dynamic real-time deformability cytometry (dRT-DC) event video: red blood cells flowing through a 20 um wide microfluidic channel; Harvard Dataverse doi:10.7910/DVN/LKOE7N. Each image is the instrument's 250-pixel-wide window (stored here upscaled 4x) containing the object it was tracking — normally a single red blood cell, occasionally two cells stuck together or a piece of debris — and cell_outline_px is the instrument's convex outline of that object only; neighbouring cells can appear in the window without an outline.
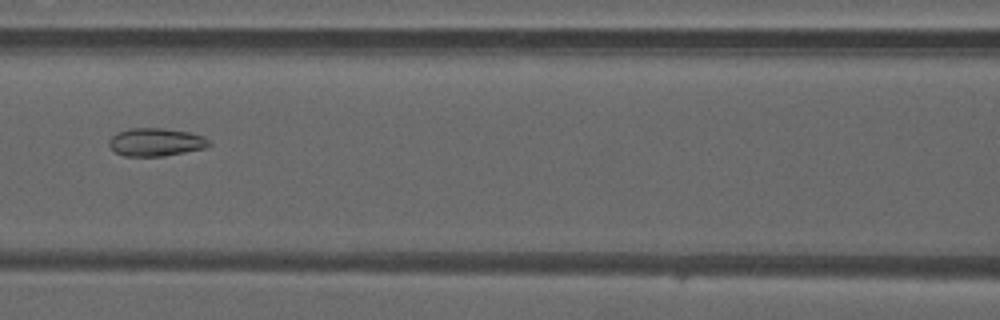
{"species": "common noctule bat (a hibernating species)", "species_latin": "Nyctalus noctula", "temperature_condition": "warm", "stored_images_in_passage": 50, "camera_frame_rate_fps": 3000, "um_per_image_px": 0.085, "animal": {"sex": "male", "forearm_length_mm": 52.5}, "frame": {"image": 1, "passage_image": 23, "time_ms": 7.333, "image_size_px": [1000, 320], "cell_outline_px": [[212, 144], [204, 148], [164, 156], [124, 156], [116, 152], [108, 144], [108, 140], [116, 132], [128, 128], [164, 128], [188, 132], [204, 136]], "centroid_in_image_um": [13.22, 12.07], "position_along_channel_um": 153.4, "area_um2": 16.36}}
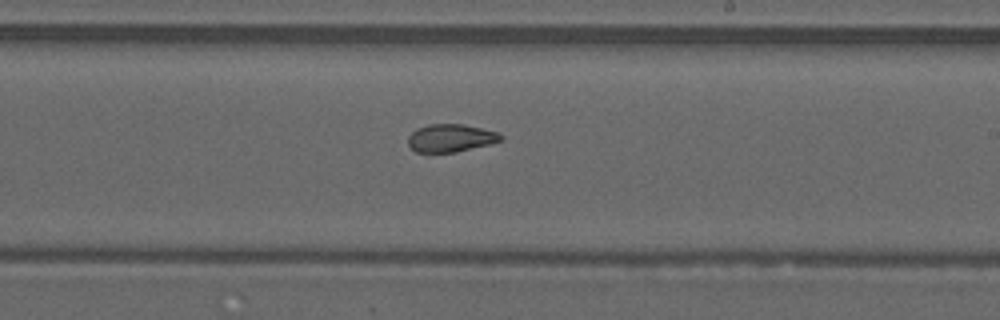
{"frame": {"image": 2, "passage_image": 30, "time_ms": 9.667, "image_size_px": [1000, 320], "cell_outline_px": [[504, 140], [456, 152], [416, 152], [408, 144], [408, 136], [416, 128], [428, 124], [464, 124], [496, 132], [504, 136]], "centroid_in_image_um": [38.29, 11.72], "position_along_channel_um": 250.7, "area_um2": 14.97}}
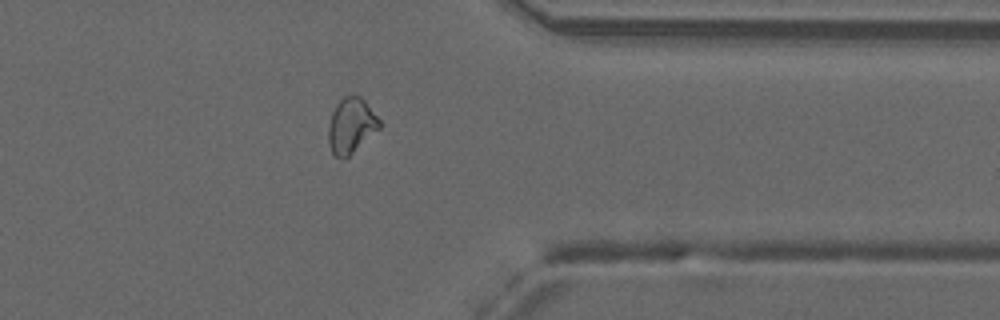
{"frame": {"image": 3, "passage_image": 40, "time_ms": 13.0, "image_size_px": [1000, 320], "cell_outline_px": [[380, 128], [348, 156], [332, 156], [328, 144], [328, 128], [332, 112], [336, 104], [344, 96], [360, 96], [364, 100], [380, 120]], "centroid_in_image_um": [29.82, 10.67], "position_along_channel_um": 381.6, "area_um2": 16.18}, "authors_computed_cell_mechanics": {"area_um2": 17.8024, "velocity_mm_per_s": 4.1888, "shape_relaxation_time_tau1_ms": null, "shape_relaxation_time_tau2_ms": 1.5617, "deformation_change_tau1": null, "deformation_change_tau2": 0.0711}}